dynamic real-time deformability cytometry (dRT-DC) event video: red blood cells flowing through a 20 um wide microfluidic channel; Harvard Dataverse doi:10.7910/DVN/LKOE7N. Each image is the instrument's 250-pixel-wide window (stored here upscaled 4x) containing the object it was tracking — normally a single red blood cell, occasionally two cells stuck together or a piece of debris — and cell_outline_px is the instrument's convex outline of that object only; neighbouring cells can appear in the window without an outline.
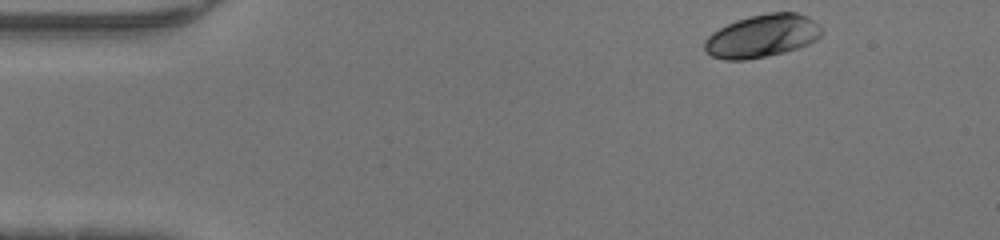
{"species": "human", "species_latin": "Homo sapiens", "temperature_condition": "warm", "stored_images_in_passage": 36, "camera_frame_rate_fps": 3000, "um_per_image_px": 0.085, "donor": {"sex": "male"}, "frame": {"image": 1, "passage_image": 1, "time_ms": 0.0, "image_size_px": [1000, 240], "cell_outline_px": [[820, 36], [816, 40], [808, 44], [784, 52], [744, 60], [724, 60], [712, 56], [704, 52], [704, 40], [712, 32], [736, 20], [748, 16], [768, 12], [796, 12], [808, 16], [820, 28]], "centroid_in_image_um": [64.73, 3.05], "position_along_channel_um": 20.3, "area_um2": 29.13}}
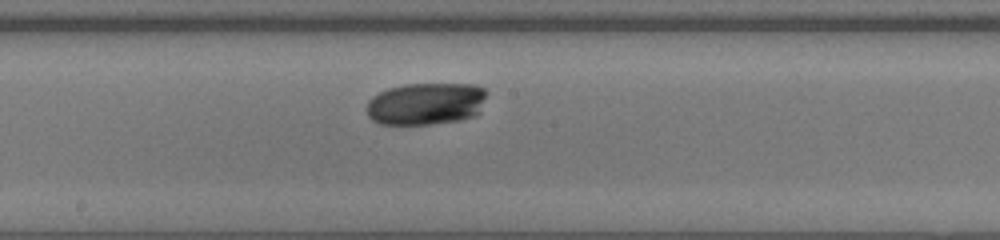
{"frame": {"image": 2, "passage_image": 21, "time_ms": 6.667, "image_size_px": [1000, 240], "cell_outline_px": [[488, 92], [480, 112], [476, 116], [460, 120], [432, 124], [380, 124], [372, 120], [368, 116], [368, 100], [372, 96], [388, 88], [404, 84], [476, 84], [484, 88]], "centroid_in_image_um": [36.25, 8.81], "position_along_channel_um": 212.0, "area_um2": 29.88}}
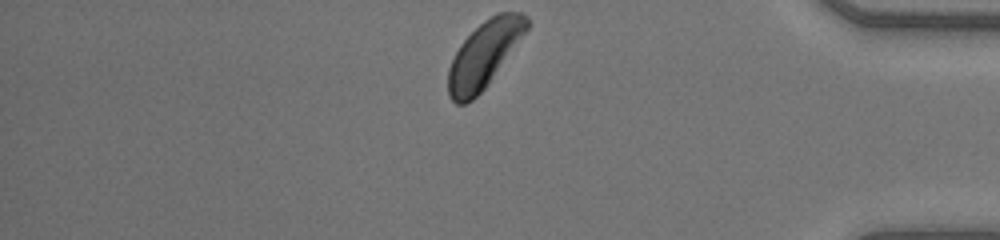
{"frame": {"image": 3, "passage_image": 36, "time_ms": 11.667, "image_size_px": [1000, 240], "cell_outline_px": [[528, 28], [488, 84], [472, 100], [464, 104], [456, 104], [448, 96], [448, 68], [460, 44], [484, 20], [496, 12], [524, 12], [528, 16]], "centroid_in_image_um": [41.14, 4.62], "position_along_channel_um": 394.1, "area_um2": 29.88}}